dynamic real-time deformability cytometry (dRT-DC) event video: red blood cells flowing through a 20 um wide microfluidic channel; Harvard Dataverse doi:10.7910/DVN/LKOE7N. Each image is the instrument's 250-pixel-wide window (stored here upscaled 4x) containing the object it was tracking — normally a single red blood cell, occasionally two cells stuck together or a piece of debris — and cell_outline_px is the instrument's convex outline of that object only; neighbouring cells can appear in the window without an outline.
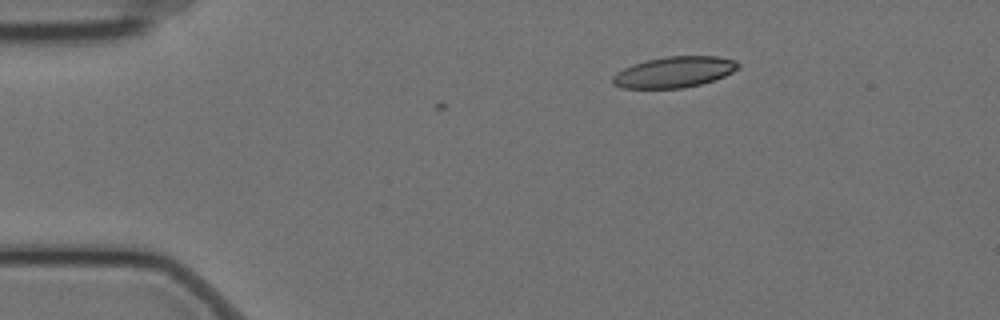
{"species": "Egyptian fruit bat (a non-hibernating species)", "species_latin": "Rousettus aegyptiacus", "temperature_condition": "cold", "stored_images_in_passage": 3, "camera_frame_rate_fps": 3000, "um_per_image_px": 0.085, "animal": {"sex": "female"}, "frame": {"image": 1, "passage_image": 1, "time_ms": 0.0, "image_size_px": [1000, 320], "cell_outline_px": [[740, 68], [724, 76], [700, 84], [680, 88], [624, 88], [612, 84], [612, 76], [616, 72], [632, 64], [644, 60], [664, 56], [716, 56], [732, 60], [740, 64]], "centroid_in_image_um": [57.27, 6.11], "position_along_channel_um": 27.7, "area_um2": 22.6}}